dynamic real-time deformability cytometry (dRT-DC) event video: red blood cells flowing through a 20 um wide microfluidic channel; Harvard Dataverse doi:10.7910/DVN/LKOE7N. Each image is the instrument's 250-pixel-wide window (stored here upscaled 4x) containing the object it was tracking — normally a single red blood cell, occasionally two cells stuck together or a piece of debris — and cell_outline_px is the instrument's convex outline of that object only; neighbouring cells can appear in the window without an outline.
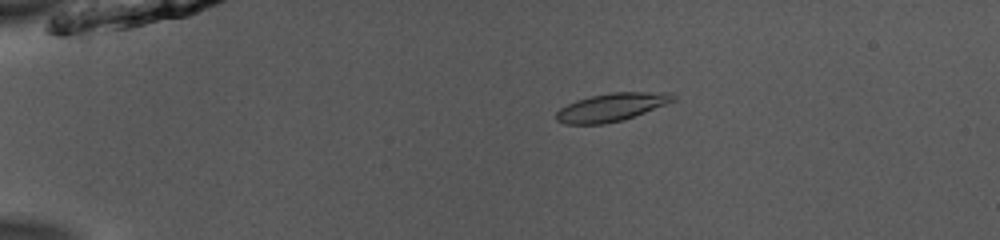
{"species": "common noctule bat (a hibernating species)", "species_latin": "Nyctalus noctula", "temperature_condition": "room temperature", "stored_images_in_passage": 41, "camera_frame_rate_fps": 3000, "um_per_image_px": 0.085, "animal": {"sex": "male", "body_mass_g": 13.0, "forearm_length_mm": 53.1}, "frame": {"image": 1, "passage_image": 1, "time_ms": 0.0, "image_size_px": [1000, 240], "cell_outline_px": [[676, 100], [624, 120], [604, 124], [564, 124], [556, 120], [556, 112], [560, 108], [576, 100], [592, 96], [612, 92], [672, 92], [676, 96]], "centroid_in_image_um": [51.99, 9.11], "position_along_channel_um": 33.0, "area_um2": 19.13}}
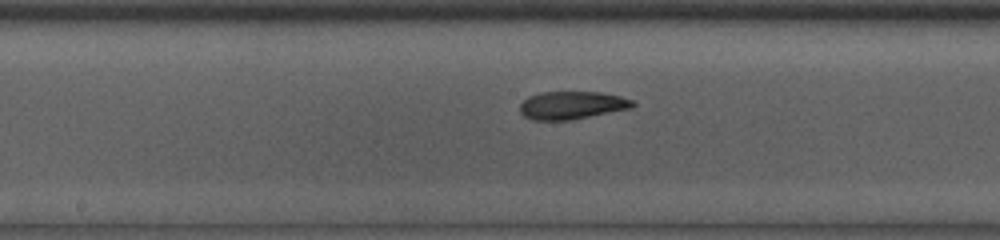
{"frame": {"image": 2, "passage_image": 18, "time_ms": 5.667, "image_size_px": [1000, 240], "cell_outline_px": [[636, 104], [632, 108], [572, 120], [532, 120], [524, 116], [520, 112], [520, 104], [528, 96], [540, 92], [600, 92], [620, 96], [632, 100]], "centroid_in_image_um": [48.6, 8.95], "position_along_channel_um": 199.6, "area_um2": 18.44}}
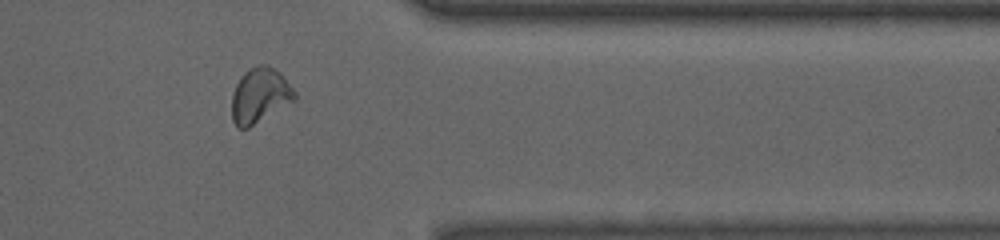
{"frame": {"image": 3, "passage_image": 33, "time_ms": 10.667, "image_size_px": [1000, 240], "cell_outline_px": [[296, 100], [248, 128], [236, 128], [232, 120], [232, 92], [240, 76], [244, 72], [260, 64], [268, 64], [280, 72], [296, 92]], "centroid_in_image_um": [22.08, 8.11], "position_along_channel_um": 389.3, "area_um2": 20.29}, "authors_computed_cell_mechanics": {"area_um2": 19.1318, "velocity_mm_per_s": 3.9465, "shape_relaxation_time_tau1_ms": null, "shape_relaxation_time_tau2_ms": 1.6758, "deformation_change_tau1": null, "deformation_change_tau2": 0.0784}}